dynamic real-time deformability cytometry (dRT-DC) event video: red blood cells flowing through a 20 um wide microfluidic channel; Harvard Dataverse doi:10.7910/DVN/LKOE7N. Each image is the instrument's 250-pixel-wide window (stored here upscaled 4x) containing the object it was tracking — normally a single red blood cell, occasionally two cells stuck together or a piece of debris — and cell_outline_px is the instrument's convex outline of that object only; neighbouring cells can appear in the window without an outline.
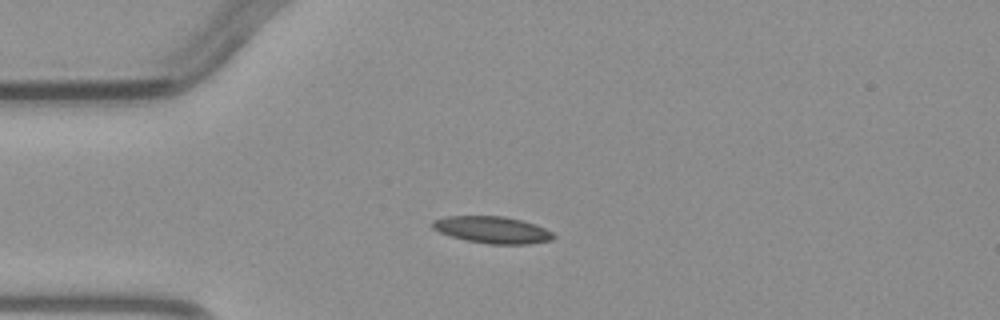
{"species": "common noctule bat (a hibernating species)", "species_latin": "Nyctalus noctula", "temperature_condition": "warm", "stored_images_in_passage": 4, "camera_frame_rate_fps": 3000, "um_per_image_px": 0.085, "animal": {"sex": "male", "body_mass_g": 23.1, "forearm_length_mm": 52.7}, "frame": {"image": 1, "passage_image": 3, "time_ms": 2.333, "image_size_px": [1000, 320], "cell_outline_px": [[556, 236], [552, 240], [528, 244], [488, 244], [468, 240], [452, 236], [440, 232], [432, 228], [432, 220], [444, 216], [504, 216], [536, 224], [552, 232]], "centroid_in_image_um": [41.86, 19.53], "position_along_channel_um": 43.1, "area_um2": 18.9}}